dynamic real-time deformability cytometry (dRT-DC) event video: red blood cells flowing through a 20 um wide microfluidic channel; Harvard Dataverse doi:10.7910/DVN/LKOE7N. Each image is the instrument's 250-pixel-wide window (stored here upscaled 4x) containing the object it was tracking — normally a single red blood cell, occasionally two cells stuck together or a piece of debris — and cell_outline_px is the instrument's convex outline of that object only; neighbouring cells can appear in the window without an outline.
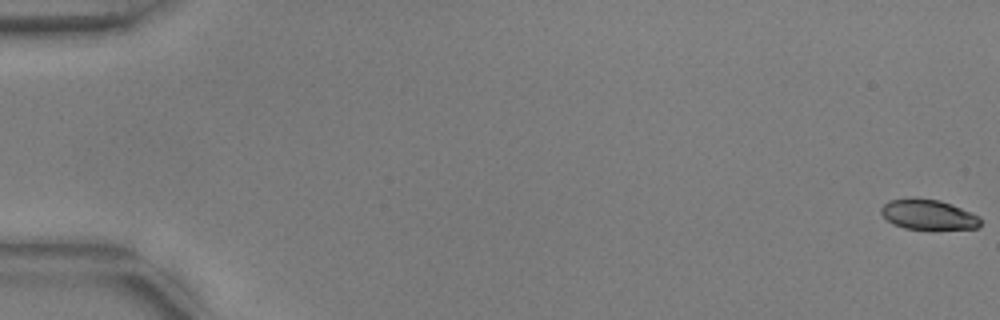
{"species": "common noctule bat (a hibernating species)", "species_latin": "Nyctalus noctula", "temperature_condition": "warm", "stored_images_in_passage": 55, "camera_frame_rate_fps": 3000, "um_per_image_px": 0.085, "animal": {"sex": "male", "body_mass_g": 17.9, "forearm_length_mm": 54.2}, "frame": {"image": 1, "passage_image": 1, "time_ms": 0.0, "image_size_px": [1000, 320], "cell_outline_px": [[980, 224], [976, 228], [904, 228], [892, 224], [880, 212], [880, 208], [888, 200], [940, 200], [952, 204], [980, 216]], "centroid_in_image_um": [78.91, 18.25], "position_along_channel_um": 6.1, "area_um2": 16.7}}
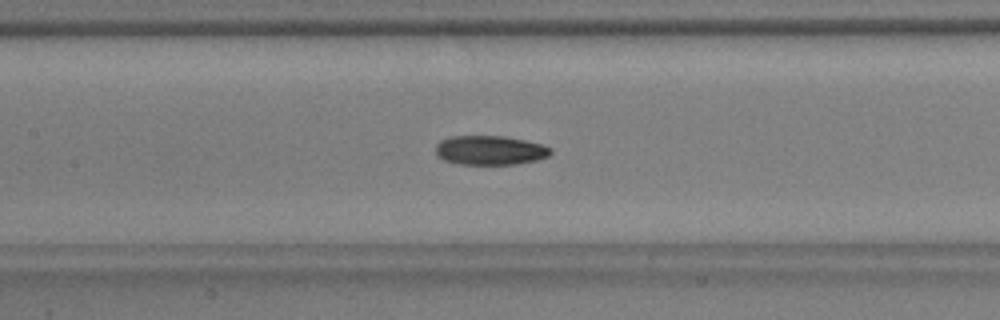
{"frame": {"image": 2, "passage_image": 27, "time_ms": 8.667, "image_size_px": [1000, 320], "cell_outline_px": [[552, 152], [548, 156], [536, 160], [516, 164], [460, 164], [444, 160], [436, 156], [436, 144], [440, 140], [452, 136], [504, 136], [524, 140], [540, 144], [552, 148]], "centroid_in_image_um": [41.63, 12.77], "position_along_channel_um": 165.8, "area_um2": 19.59}}
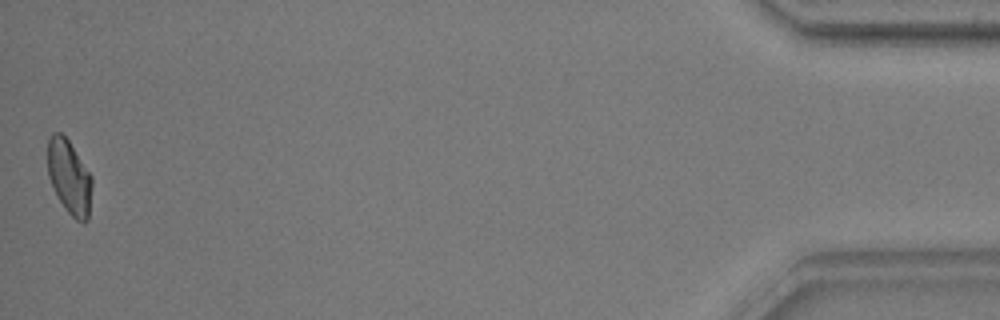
{"frame": {"image": 3, "passage_image": 55, "time_ms": 18.0, "image_size_px": [1000, 320], "cell_outline_px": [[92, 184], [88, 220], [84, 224], [76, 220], [64, 208], [48, 176], [48, 140], [52, 132], [60, 132], [68, 140], [92, 176]], "centroid_in_image_um": [5.9, 15.06], "position_along_channel_um": 429.3, "area_um2": 19.02}, "authors_computed_cell_mechanics": {"area_um2": 19.5364, "velocity_mm_per_s": 3.757, "shape_relaxation_time_tau1_ms": null, "shape_relaxation_time_tau2_ms": 4.2342, "deformation_change_tau1": null, "deformation_change_tau2": 0.0862}}